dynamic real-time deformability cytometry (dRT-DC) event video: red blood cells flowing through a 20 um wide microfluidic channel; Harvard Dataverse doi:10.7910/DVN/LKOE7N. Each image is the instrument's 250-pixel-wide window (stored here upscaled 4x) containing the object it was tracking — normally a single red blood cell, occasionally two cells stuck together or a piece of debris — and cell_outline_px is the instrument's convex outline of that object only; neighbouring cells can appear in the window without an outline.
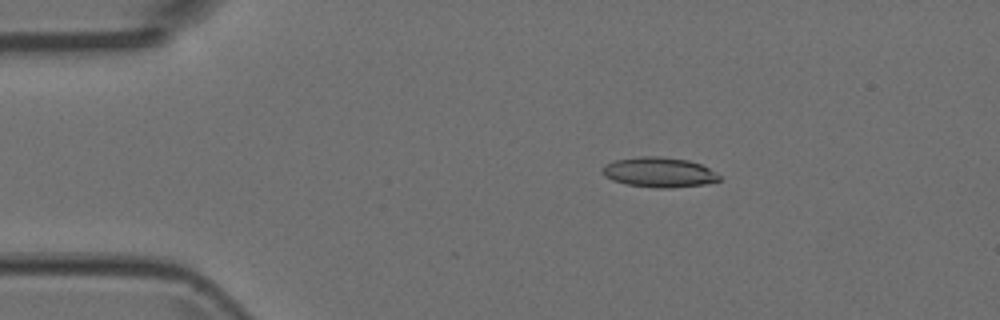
{"species": "Egyptian fruit bat (a non-hibernating species)", "species_latin": "Rousettus aegyptiacus", "temperature_condition": "room temperature", "stored_images_in_passage": 4, "camera_frame_rate_fps": 3000, "um_per_image_px": 0.085, "animal": {"sex": "female"}, "frame": {"image": 1, "passage_image": 1, "time_ms": 0.0, "image_size_px": [1000, 320], "cell_outline_px": [[720, 180], [704, 184], [672, 188], [656, 188], [628, 184], [612, 180], [604, 176], [600, 172], [600, 168], [604, 164], [616, 160], [640, 156], [660, 156], [688, 160], [700, 164], [716, 172], [720, 176]], "centroid_in_image_um": [55.98, 14.64], "position_along_channel_um": 29.0, "area_um2": 20.52}}
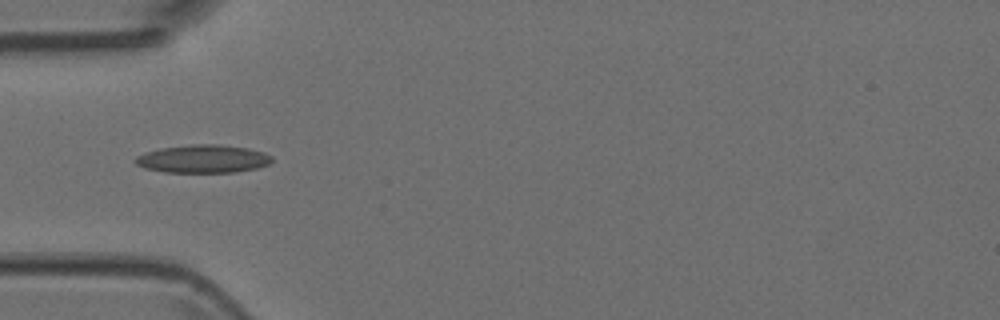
{"frame": {"image": 2, "passage_image": 3, "time_ms": 0.667, "image_size_px": [1000, 320], "cell_outline_px": [[272, 160], [268, 164], [256, 168], [236, 172], [164, 172], [144, 168], [136, 164], [132, 160], [136, 156], [144, 152], [160, 148], [192, 144], [220, 144], [248, 148], [264, 152], [272, 156]], "centroid_in_image_um": [17.22, 13.5], "position_along_channel_um": 67.8, "area_um2": 22.48}}
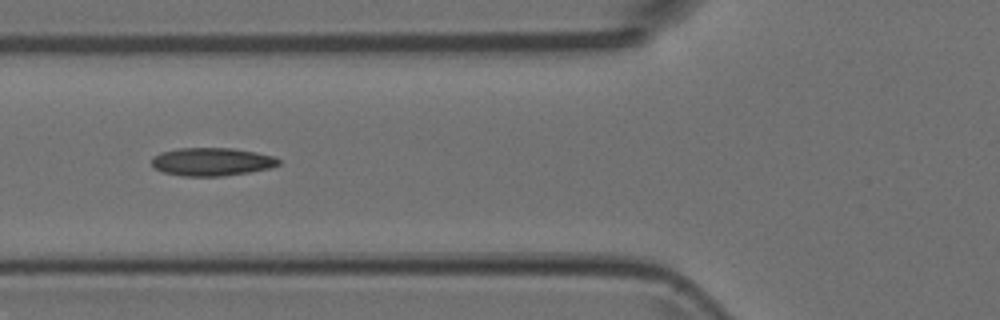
{"frame": {"image": 3, "passage_image": 4, "time_ms": 1.0, "image_size_px": [1000, 320], "cell_outline_px": [[280, 164], [272, 168], [248, 172], [220, 176], [180, 176], [164, 172], [156, 168], [152, 164], [152, 156], [160, 152], [180, 148], [232, 148], [256, 152], [272, 156], [280, 160]], "centroid_in_image_um": [18.0, 13.74], "position_along_channel_um": 107.8, "area_um2": 20.75}}